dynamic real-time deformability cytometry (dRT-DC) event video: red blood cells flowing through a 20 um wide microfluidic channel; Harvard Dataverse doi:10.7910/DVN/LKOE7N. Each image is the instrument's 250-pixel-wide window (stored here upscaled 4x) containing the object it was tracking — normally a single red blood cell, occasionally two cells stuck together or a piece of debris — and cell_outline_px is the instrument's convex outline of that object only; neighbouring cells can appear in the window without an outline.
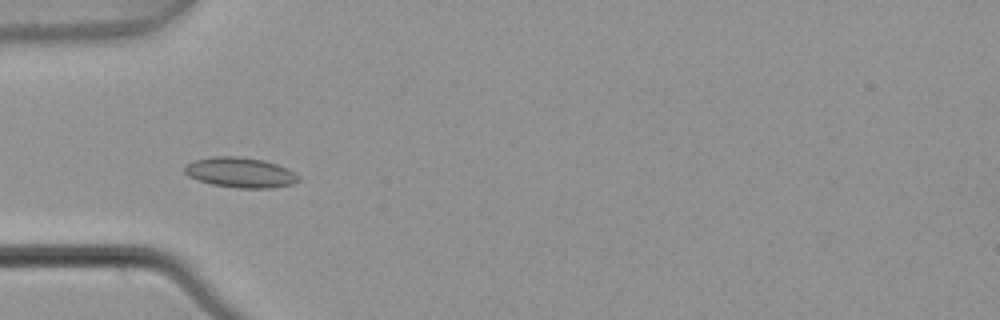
{"species": "common noctule bat (a hibernating species)", "species_latin": "Nyctalus noctula", "temperature_condition": "warm", "stored_images_in_passage": 6, "camera_frame_rate_fps": 3000, "um_per_image_px": 0.085, "animal": {"sex": "male", "body_mass_g": 21.5, "forearm_length_mm": 52.0}, "frame": {"image": 1, "passage_image": 5, "time_ms": 1.333, "image_size_px": [1000, 320], "cell_outline_px": [[300, 180], [292, 184], [272, 188], [240, 188], [212, 184], [188, 176], [184, 172], [184, 168], [188, 164], [196, 160], [212, 156], [236, 156], [264, 160], [288, 168], [300, 176]], "centroid_in_image_um": [20.47, 14.66], "position_along_channel_um": 64.5, "area_um2": 19.94}}
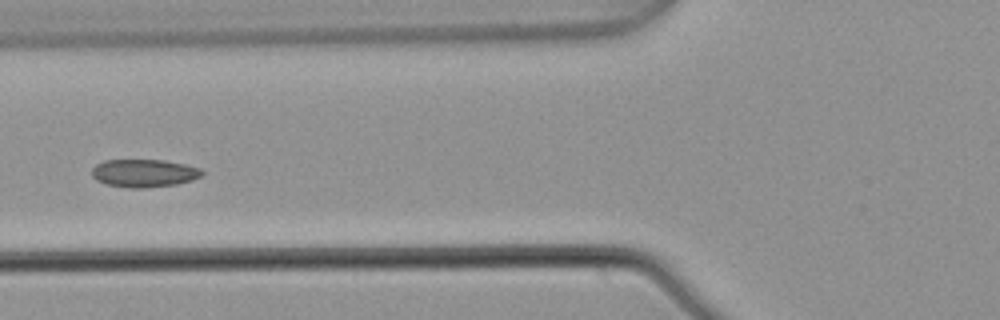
{"frame": {"image": 2, "passage_image": 6, "time_ms": 1.667, "image_size_px": [1000, 320], "cell_outline_px": [[204, 172], [200, 176], [192, 180], [176, 184], [144, 188], [128, 188], [108, 184], [96, 180], [92, 176], [92, 168], [96, 164], [104, 160], [164, 160], [184, 164], [200, 168]], "centroid_in_image_um": [12.23, 14.71], "position_along_channel_um": 113.6, "area_um2": 17.86}}